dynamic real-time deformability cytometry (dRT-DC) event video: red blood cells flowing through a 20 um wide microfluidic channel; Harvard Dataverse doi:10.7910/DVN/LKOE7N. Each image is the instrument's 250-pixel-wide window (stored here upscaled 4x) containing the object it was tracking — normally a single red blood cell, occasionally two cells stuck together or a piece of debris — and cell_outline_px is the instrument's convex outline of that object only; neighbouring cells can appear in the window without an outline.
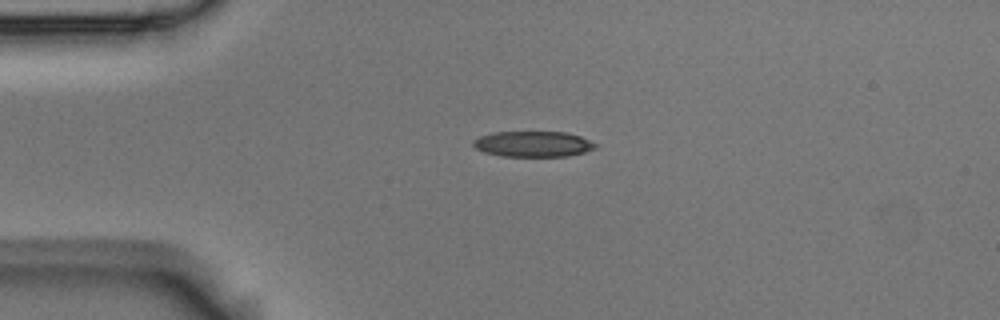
{"species": "Egyptian fruit bat (a non-hibernating species)", "species_latin": "Rousettus aegyptiacus", "temperature_condition": "room temperature", "stored_images_in_passage": 3, "camera_frame_rate_fps": 3000, "um_per_image_px": 0.085, "animal": {"sex": "male"}, "frame": {"image": 1, "passage_image": 1, "time_ms": 0.0, "image_size_px": [1000, 320], "cell_outline_px": [[596, 148], [584, 152], [568, 156], [500, 156], [484, 152], [476, 148], [472, 144], [472, 140], [480, 136], [492, 132], [568, 132], [580, 136], [596, 144]], "centroid_in_image_um": [45.28, 12.24], "position_along_channel_um": 39.7, "area_um2": 18.26}}
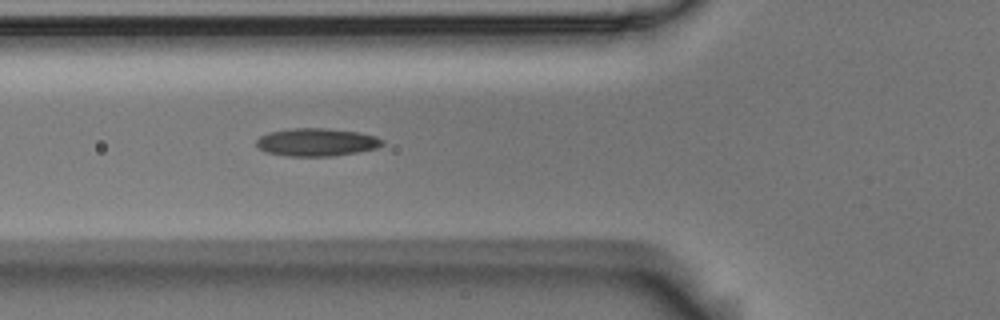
{"frame": {"image": 2, "passage_image": 3, "time_ms": 0.667, "image_size_px": [1000, 320], "cell_outline_px": [[384, 144], [376, 148], [356, 152], [332, 156], [288, 156], [264, 152], [256, 144], [256, 140], [260, 136], [268, 132], [292, 128], [328, 128], [360, 132], [376, 136], [384, 140]], "centroid_in_image_um": [26.91, 12.08], "position_along_channel_um": 98.9, "area_um2": 20.58}}